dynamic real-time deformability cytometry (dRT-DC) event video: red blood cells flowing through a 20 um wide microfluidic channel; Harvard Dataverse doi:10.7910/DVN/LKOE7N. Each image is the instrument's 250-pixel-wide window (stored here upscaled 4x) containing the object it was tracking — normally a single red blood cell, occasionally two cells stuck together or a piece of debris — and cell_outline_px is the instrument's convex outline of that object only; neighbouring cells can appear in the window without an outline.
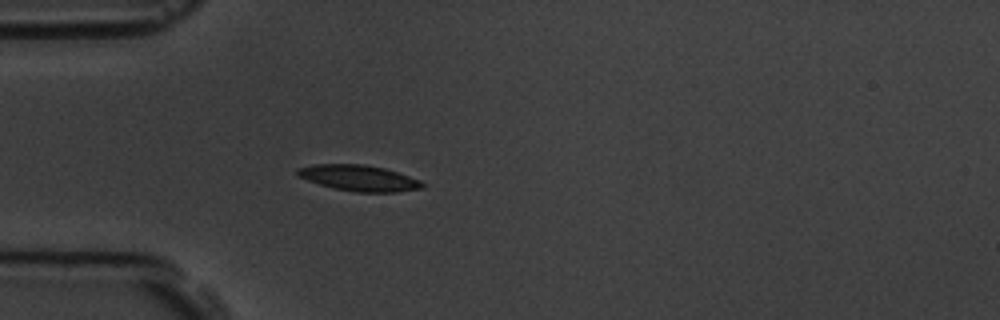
{"species": "common noctule bat (a hibernating species)", "species_latin": "Nyctalus noctula", "temperature_condition": "room temperature", "stored_images_in_passage": 4, "camera_frame_rate_fps": 3000, "um_per_image_px": 0.085, "animal": {"sex": "male", "body_mass_g": 19.5, "forearm_length_mm": 54.6}, "frame": {"image": 1, "passage_image": 4, "time_ms": 4.333, "image_size_px": [1000, 320], "cell_outline_px": [[428, 184], [424, 188], [396, 192], [356, 192], [336, 188], [320, 184], [308, 180], [300, 176], [296, 172], [296, 168], [312, 164], [364, 164], [384, 168], [420, 180]], "centroid_in_image_um": [30.55, 15.13], "position_along_channel_um": 54.5, "area_um2": 18.79}}